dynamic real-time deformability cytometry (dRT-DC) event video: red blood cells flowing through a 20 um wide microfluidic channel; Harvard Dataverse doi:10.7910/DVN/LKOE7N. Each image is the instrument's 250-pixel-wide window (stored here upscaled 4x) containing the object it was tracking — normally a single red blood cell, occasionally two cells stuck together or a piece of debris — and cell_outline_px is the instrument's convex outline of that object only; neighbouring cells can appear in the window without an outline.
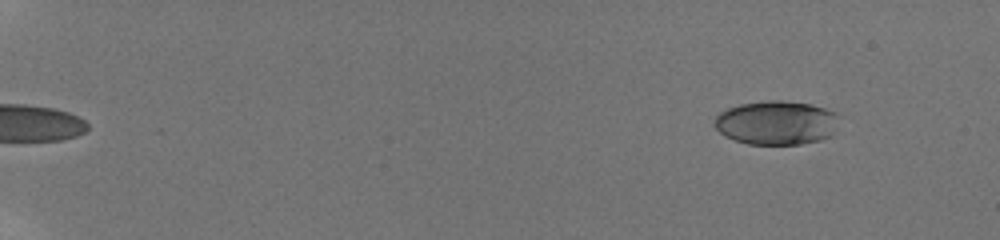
{"species": "human", "species_latin": "Homo sapiens", "temperature_condition": "room temperature", "stored_images_in_passage": 10, "camera_frame_rate_fps": 3000, "um_per_image_px": 0.085, "donor": {"sex": "male"}, "frame": {"image": 1, "passage_image": 1, "time_ms": 0.0, "image_size_px": [1000, 240], "cell_outline_px": [[836, 116], [832, 136], [820, 140], [800, 144], [748, 144], [724, 136], [712, 124], [716, 116], [720, 112], [728, 108], [740, 104], [764, 100], [780, 100], [812, 104], [836, 112]], "centroid_in_image_um": [65.95, 10.42], "position_along_channel_um": 19.1, "area_um2": 31.91}}